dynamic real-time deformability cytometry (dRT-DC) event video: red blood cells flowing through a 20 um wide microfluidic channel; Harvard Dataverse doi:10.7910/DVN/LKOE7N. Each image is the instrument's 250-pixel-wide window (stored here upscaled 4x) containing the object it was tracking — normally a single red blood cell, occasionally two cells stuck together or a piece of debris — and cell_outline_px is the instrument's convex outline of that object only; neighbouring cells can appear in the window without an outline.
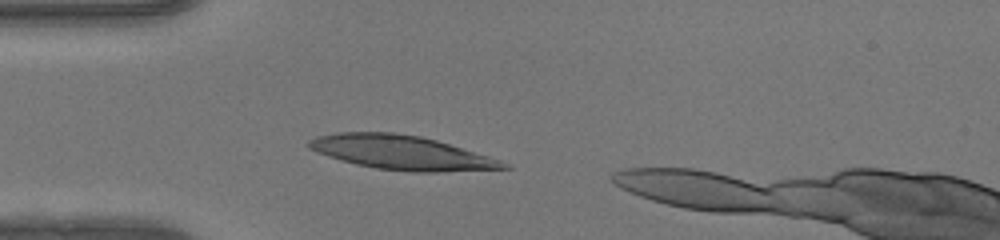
{"species": "human", "species_latin": "Homo sapiens", "temperature_condition": "warm", "stored_images_in_passage": 35, "camera_frame_rate_fps": 3000, "um_per_image_px": 0.085, "donor": {"sex": "female"}, "frame": {"image": 1, "passage_image": 1, "time_ms": 0.0, "image_size_px": [1000, 240], "cell_outline_px": [[512, 168], [436, 172], [412, 172], [376, 168], [356, 164], [340, 160], [316, 152], [308, 148], [308, 140], [316, 136], [336, 132], [392, 132], [420, 136], [436, 140], [488, 156], [500, 160], [508, 164]], "centroid_in_image_um": [34.08, 12.96], "position_along_channel_um": 50.9, "area_um2": 38.55}}
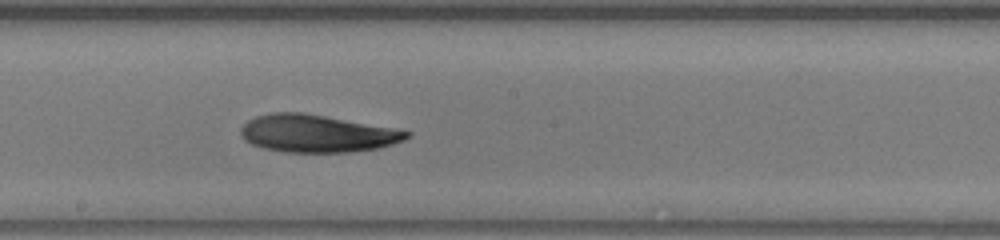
{"frame": {"image": 2, "passage_image": 14, "time_ms": 4.333, "image_size_px": [1000, 240], "cell_outline_px": [[412, 132], [404, 140], [380, 148], [348, 152], [284, 152], [264, 148], [252, 144], [244, 140], [240, 136], [240, 128], [248, 120], [256, 116], [272, 112], [304, 112], [396, 128]], "centroid_in_image_um": [26.93, 11.34], "position_along_channel_um": 221.3, "area_um2": 36.47}}
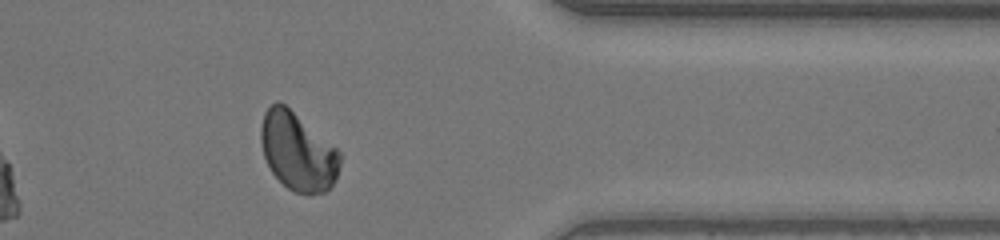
{"frame": {"image": 3, "passage_image": 27, "time_ms": 8.667, "image_size_px": [1000, 240], "cell_outline_px": [[340, 164], [336, 180], [324, 192], [308, 196], [296, 192], [288, 188], [272, 172], [264, 156], [260, 140], [260, 128], [264, 112], [276, 100], [280, 100], [336, 148], [340, 152]], "centroid_in_image_um": [25.29, 12.88], "position_along_channel_um": 386.1, "area_um2": 35.84}}